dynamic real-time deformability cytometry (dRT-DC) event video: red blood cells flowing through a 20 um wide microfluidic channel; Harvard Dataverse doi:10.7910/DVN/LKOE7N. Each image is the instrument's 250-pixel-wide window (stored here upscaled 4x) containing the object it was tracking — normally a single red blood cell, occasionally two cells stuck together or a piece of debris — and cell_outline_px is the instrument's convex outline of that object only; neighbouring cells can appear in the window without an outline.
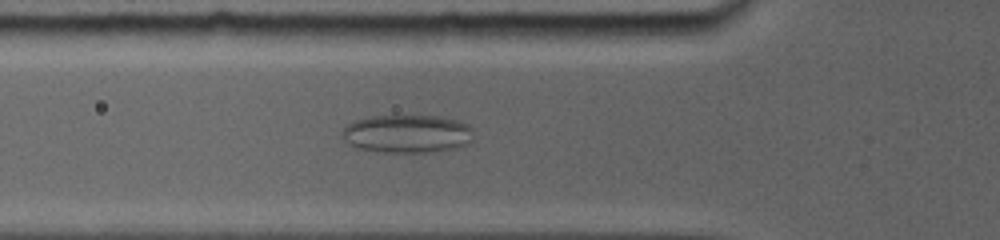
{"species": "common noctule bat (a hibernating species)", "species_latin": "Nyctalus noctula", "temperature_condition": "room temperature", "stored_images_in_passage": 79, "camera_frame_rate_fps": 5000, "um_per_image_px": 0.085, "animal": {"sex": "female", "body_mass_g": 19.0, "forearm_length_mm": 56.7}, "frame": {"image": 1, "passage_image": 20, "time_ms": 3.8, "image_size_px": [1000, 240], "cell_outline_px": [[468, 128], [460, 144], [424, 152], [388, 152], [364, 148], [352, 144], [344, 136], [344, 128], [348, 124], [356, 120], [372, 116], [436, 116], [456, 120], [464, 124]], "centroid_in_image_um": [34.44, 11.33], "position_along_channel_um": 91.4, "area_um2": 26.93}}
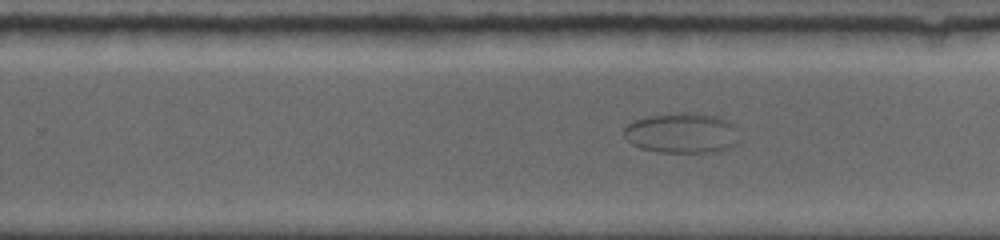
{"frame": {"image": 2, "passage_image": 46, "time_ms": 9.0, "image_size_px": [1000, 240], "cell_outline_px": [[736, 144], [728, 148], [716, 152], [660, 152], [640, 148], [632, 144], [624, 136], [624, 128], [632, 120], [648, 116], [676, 112], [692, 112], [720, 116], [728, 120], [736, 128]], "centroid_in_image_um": [57.94, 11.29], "position_along_channel_um": 271.9, "area_um2": 27.28}}
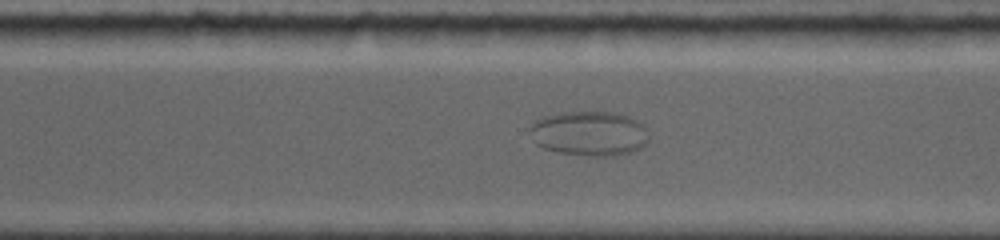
{"frame": {"image": 3, "passage_image": 53, "time_ms": 10.4, "image_size_px": [1000, 240], "cell_outline_px": [[648, 140], [640, 148], [632, 152], [612, 156], [588, 156], [560, 152], [544, 148], [536, 144], [528, 132], [528, 128], [536, 120], [544, 116], [564, 112], [616, 112], [628, 116], [644, 124], [648, 136]], "centroid_in_image_um": [50.08, 11.34], "position_along_channel_um": 320.5, "area_um2": 31.15}}